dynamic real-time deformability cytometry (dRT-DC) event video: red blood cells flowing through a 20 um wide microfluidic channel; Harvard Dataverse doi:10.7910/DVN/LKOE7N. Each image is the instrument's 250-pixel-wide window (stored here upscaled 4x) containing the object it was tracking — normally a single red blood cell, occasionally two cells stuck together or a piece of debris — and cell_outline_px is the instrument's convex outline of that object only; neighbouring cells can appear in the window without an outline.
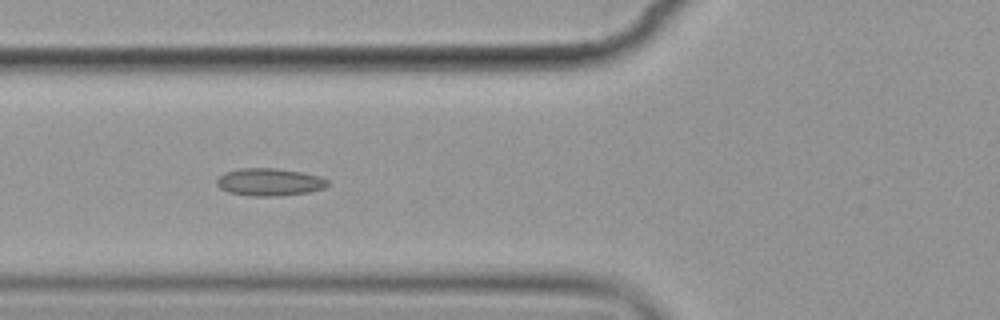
{"species": "common noctule bat (a hibernating species)", "species_latin": "Nyctalus noctula", "temperature_condition": "cold", "stored_images_in_passage": 7, "camera_frame_rate_fps": 3000, "um_per_image_px": 0.085, "animal": {"sex": "female", "body_mass_g": 19.9}, "frame": {"image": 1, "passage_image": 6, "time_ms": 5.667, "image_size_px": [1000, 320], "cell_outline_px": [[328, 184], [324, 188], [308, 192], [276, 196], [252, 196], [228, 192], [220, 188], [216, 184], [216, 180], [224, 172], [240, 168], [276, 168], [300, 172], [316, 176], [328, 180]], "centroid_in_image_um": [22.85, 15.47], "position_along_channel_um": 102.9, "area_um2": 17.63}}
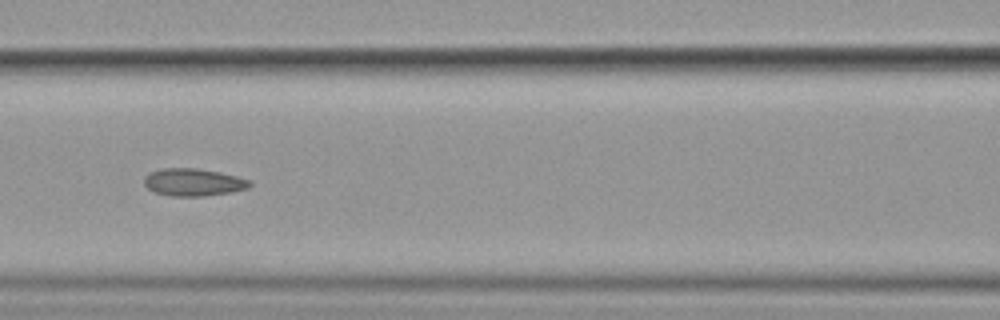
{"frame": {"image": 2, "passage_image": 7, "time_ms": 7.0, "image_size_px": [1000, 320], "cell_outline_px": [[252, 184], [248, 188], [232, 192], [204, 196], [172, 196], [156, 192], [148, 188], [144, 184], [144, 176], [148, 172], [160, 168], [196, 168], [220, 172], [252, 180]], "centroid_in_image_um": [16.44, 15.48], "position_along_channel_um": 150.2, "area_um2": 17.05}}